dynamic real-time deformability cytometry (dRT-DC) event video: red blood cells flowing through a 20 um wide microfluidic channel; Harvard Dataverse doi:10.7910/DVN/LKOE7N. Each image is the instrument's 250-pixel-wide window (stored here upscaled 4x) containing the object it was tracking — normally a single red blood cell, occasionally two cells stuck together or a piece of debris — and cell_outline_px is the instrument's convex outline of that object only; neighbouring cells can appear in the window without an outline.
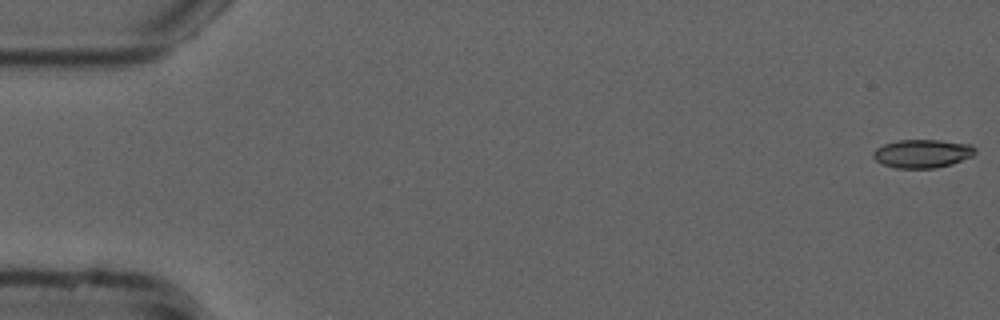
{"species": "common noctule bat (a hibernating species)", "species_latin": "Nyctalus noctula", "temperature_condition": "cold", "stored_images_in_passage": 54, "camera_frame_rate_fps": 3000, "um_per_image_px": 0.085, "animal": {"sex": "male", "forearm_length_mm": 52.5}, "frame": {"image": 1, "passage_image": 1, "time_ms": 0.0, "image_size_px": [1000, 320], "cell_outline_px": [[976, 152], [972, 156], [952, 164], [936, 168], [896, 168], [884, 164], [876, 160], [872, 156], [872, 152], [876, 148], [884, 144], [900, 140], [940, 140], [972, 144], [976, 148]], "centroid_in_image_um": [78.42, 13.05], "position_along_channel_um": 6.6, "area_um2": 16.94}}
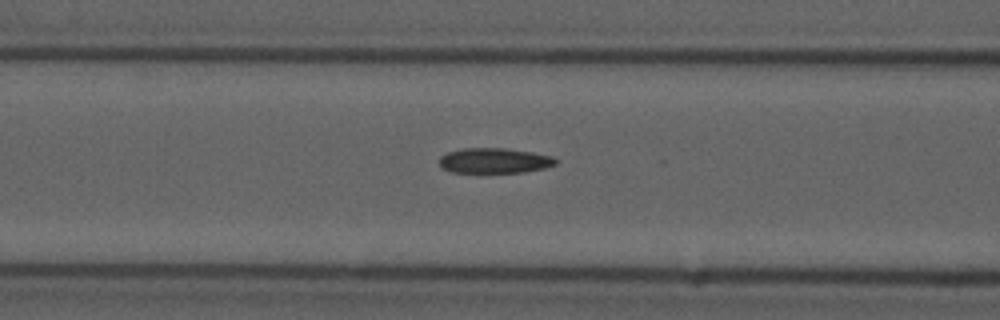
{"frame": {"image": 2, "passage_image": 22, "time_ms": 7.0, "image_size_px": [1000, 320], "cell_outline_px": [[556, 164], [544, 168], [524, 172], [452, 172], [444, 168], [440, 164], [440, 156], [448, 152], [464, 148], [504, 148], [532, 152], [552, 156], [556, 160]], "centroid_in_image_um": [42.03, 13.65], "position_along_channel_um": 124.6, "area_um2": 16.88}}
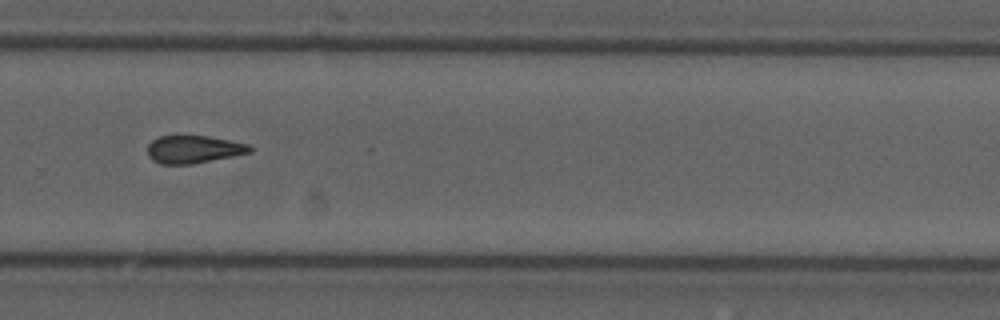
{"frame": {"image": 3, "passage_image": 37, "time_ms": 12.0, "image_size_px": [1000, 320], "cell_outline_px": [[252, 152], [192, 164], [160, 164], [152, 160], [148, 156], [148, 144], [152, 140], [160, 136], [208, 136], [248, 144], [252, 148]], "centroid_in_image_um": [16.43, 12.7], "position_along_channel_um": 313.4, "area_um2": 16.42}, "authors_computed_cell_mechanics": {"area_um2": 17.0799, "velocity_mm_per_s": 3.7942, "shape_relaxation_time_tau1_ms": null, "shape_relaxation_time_tau2_ms": 4.6382, "deformation_change_tau1": null, "deformation_change_tau2": 0.1325}}